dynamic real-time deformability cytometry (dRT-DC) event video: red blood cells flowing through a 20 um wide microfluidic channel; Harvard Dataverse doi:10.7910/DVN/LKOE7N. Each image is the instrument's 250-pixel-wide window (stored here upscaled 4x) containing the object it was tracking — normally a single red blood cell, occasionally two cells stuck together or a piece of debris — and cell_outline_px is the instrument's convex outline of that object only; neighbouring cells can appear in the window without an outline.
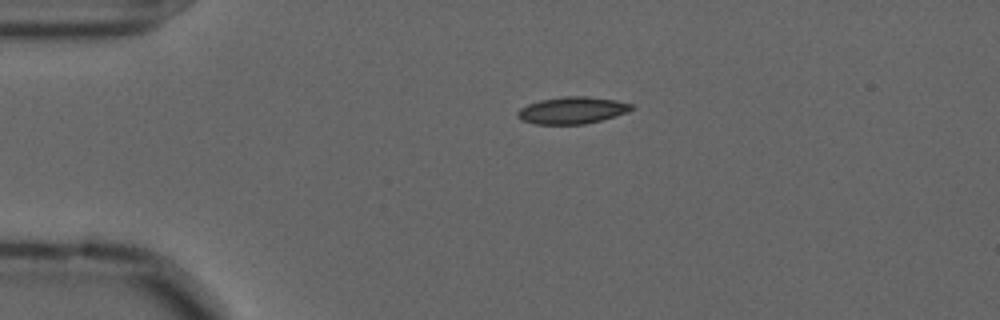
{"species": "common noctule bat (a hibernating species)", "species_latin": "Nyctalus noctula", "temperature_condition": "cold", "stored_images_in_passage": 45, "camera_frame_rate_fps": 3000, "um_per_image_px": 0.085, "animal": {"sex": "male", "forearm_length_mm": 52.5}, "frame": {"image": 1, "passage_image": 1, "time_ms": 0.0, "image_size_px": [1000, 320], "cell_outline_px": [[636, 108], [628, 112], [616, 116], [584, 124], [536, 124], [524, 120], [516, 116], [516, 112], [520, 108], [528, 104], [540, 100], [564, 96], [588, 96], [616, 100], [632, 104]], "centroid_in_image_um": [48.66, 9.37], "position_along_channel_um": 36.3, "area_um2": 17.92}}
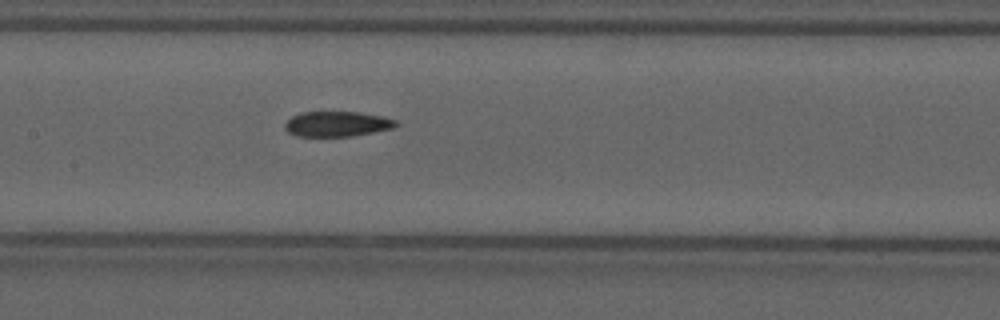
{"frame": {"image": 2, "passage_image": 16, "time_ms": 5.0, "image_size_px": [1000, 320], "cell_outline_px": [[400, 124], [392, 128], [352, 136], [296, 136], [288, 132], [284, 128], [284, 124], [292, 116], [300, 112], [360, 112], [384, 116], [396, 120]], "centroid_in_image_um": [28.65, 10.53], "position_along_channel_um": 178.7, "area_um2": 16.36}}
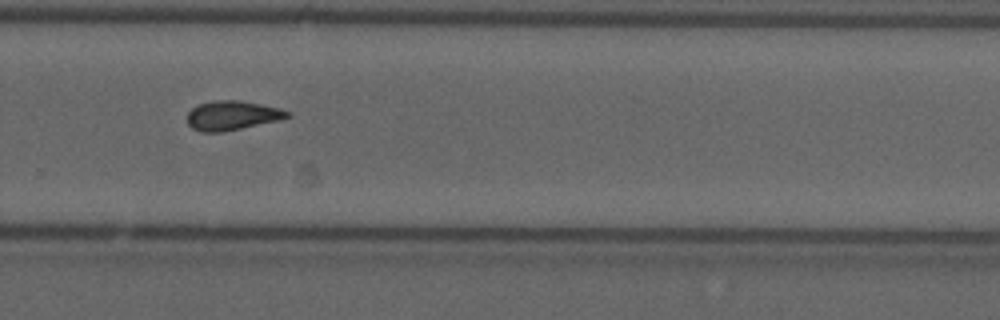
{"frame": {"image": 3, "passage_image": 27, "time_ms": 8.667, "image_size_px": [1000, 320], "cell_outline_px": [[292, 116], [280, 120], [224, 132], [200, 132], [192, 128], [188, 124], [188, 112], [192, 108], [200, 104], [212, 100], [240, 100], [280, 108], [292, 112]], "centroid_in_image_um": [19.77, 9.82], "position_along_channel_um": 310.0, "area_um2": 17.28}, "authors_computed_cell_mechanics": {"area_um2": 16.8776, "velocity_mm_per_s": 3.5986, "shape_relaxation_time_tau1_ms": null, "shape_relaxation_time_tau2_ms": 4.2869, "deformation_change_tau1": null, "deformation_change_tau2": 0.1038}}